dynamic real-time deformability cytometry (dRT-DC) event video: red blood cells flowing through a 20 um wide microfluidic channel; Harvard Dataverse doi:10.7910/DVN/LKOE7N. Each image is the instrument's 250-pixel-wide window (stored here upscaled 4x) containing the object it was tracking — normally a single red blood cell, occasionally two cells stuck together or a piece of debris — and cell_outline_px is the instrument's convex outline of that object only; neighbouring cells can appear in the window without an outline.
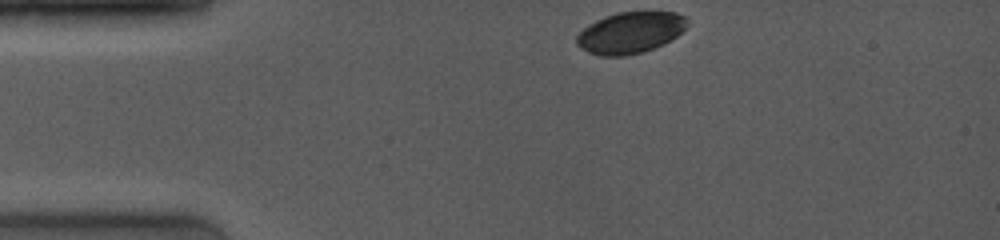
{"species": "common noctule bat (a hibernating species)", "species_latin": "Nyctalus noctula", "temperature_condition": "room temperature", "stored_images_in_passage": 26, "camera_frame_rate_fps": 4000, "um_per_image_px": 0.085, "animal": {"sex": "female", "body_mass_g": 19.0, "forearm_length_mm": 53.3}, "frame": {"image": 1, "passage_image": 1, "time_ms": 0.0, "image_size_px": [1000, 240], "cell_outline_px": [[688, 20], [684, 28], [676, 36], [664, 44], [640, 52], [624, 56], [600, 56], [588, 52], [576, 44], [576, 36], [588, 24], [604, 16], [616, 12], [676, 12], [684, 16]], "centroid_in_image_um": [53.54, 2.77], "position_along_channel_um": 31.5, "area_um2": 26.47}}
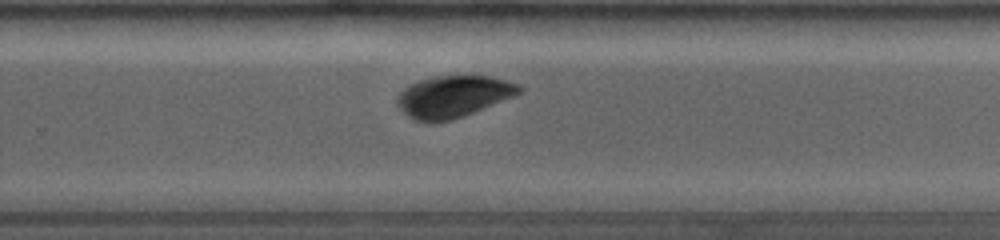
{"frame": {"image": 2, "passage_image": 20, "time_ms": 7.75, "image_size_px": [1000, 240], "cell_outline_px": [[524, 88], [520, 92], [512, 96], [452, 120], [416, 120], [408, 116], [396, 104], [396, 96], [404, 88], [420, 80], [432, 76], [492, 76], [508, 80], [520, 84]], "centroid_in_image_um": [38.53, 8.16], "position_along_channel_um": 291.3, "area_um2": 29.07}}
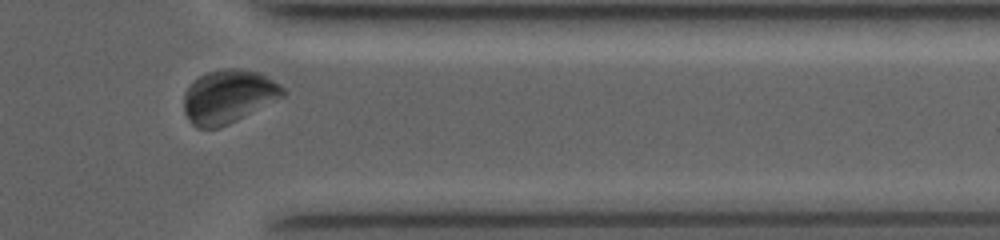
{"frame": {"image": 3, "passage_image": 24, "time_ms": 10.25, "image_size_px": [1000, 240], "cell_outline_px": [[288, 92], [284, 96], [228, 124], [216, 128], [196, 128], [188, 120], [184, 112], [184, 96], [188, 88], [200, 76], [208, 72], [224, 68], [236, 68], [260, 72], [280, 84]], "centroid_in_image_um": [19.43, 8.2], "position_along_channel_um": 392.0, "area_um2": 30.63}}